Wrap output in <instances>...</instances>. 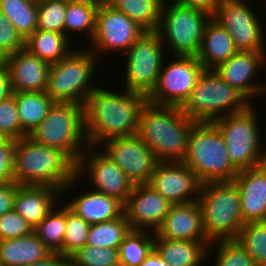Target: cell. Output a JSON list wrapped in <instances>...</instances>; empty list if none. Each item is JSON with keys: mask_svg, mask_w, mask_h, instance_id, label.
<instances>
[{"mask_svg": "<svg viewBox=\"0 0 266 266\" xmlns=\"http://www.w3.org/2000/svg\"><path fill=\"white\" fill-rule=\"evenodd\" d=\"M28 136L21 128L15 97L0 101V137L18 140Z\"/></svg>", "mask_w": 266, "mask_h": 266, "instance_id": "41", "label": "cell"}, {"mask_svg": "<svg viewBox=\"0 0 266 266\" xmlns=\"http://www.w3.org/2000/svg\"><path fill=\"white\" fill-rule=\"evenodd\" d=\"M17 183L0 184V216L13 210Z\"/></svg>", "mask_w": 266, "mask_h": 266, "instance_id": "45", "label": "cell"}, {"mask_svg": "<svg viewBox=\"0 0 266 266\" xmlns=\"http://www.w3.org/2000/svg\"><path fill=\"white\" fill-rule=\"evenodd\" d=\"M239 50L229 32L212 17L206 23L197 59L205 70H213Z\"/></svg>", "mask_w": 266, "mask_h": 266, "instance_id": "24", "label": "cell"}, {"mask_svg": "<svg viewBox=\"0 0 266 266\" xmlns=\"http://www.w3.org/2000/svg\"><path fill=\"white\" fill-rule=\"evenodd\" d=\"M233 182L240 192L244 223L266 221V170L262 166L241 170Z\"/></svg>", "mask_w": 266, "mask_h": 266, "instance_id": "22", "label": "cell"}, {"mask_svg": "<svg viewBox=\"0 0 266 266\" xmlns=\"http://www.w3.org/2000/svg\"><path fill=\"white\" fill-rule=\"evenodd\" d=\"M139 266H169L165 260L157 253L155 249L147 256V258Z\"/></svg>", "mask_w": 266, "mask_h": 266, "instance_id": "49", "label": "cell"}, {"mask_svg": "<svg viewBox=\"0 0 266 266\" xmlns=\"http://www.w3.org/2000/svg\"><path fill=\"white\" fill-rule=\"evenodd\" d=\"M98 60L89 49L72 50L59 62L50 65L45 92L54 102L84 105L90 92L97 87L90 84Z\"/></svg>", "mask_w": 266, "mask_h": 266, "instance_id": "8", "label": "cell"}, {"mask_svg": "<svg viewBox=\"0 0 266 266\" xmlns=\"http://www.w3.org/2000/svg\"><path fill=\"white\" fill-rule=\"evenodd\" d=\"M28 137L36 143L59 149L77 164L89 146L85 136L83 105L54 102Z\"/></svg>", "mask_w": 266, "mask_h": 266, "instance_id": "6", "label": "cell"}, {"mask_svg": "<svg viewBox=\"0 0 266 266\" xmlns=\"http://www.w3.org/2000/svg\"><path fill=\"white\" fill-rule=\"evenodd\" d=\"M251 103L214 70H204L181 111L194 122H210L245 110Z\"/></svg>", "mask_w": 266, "mask_h": 266, "instance_id": "7", "label": "cell"}, {"mask_svg": "<svg viewBox=\"0 0 266 266\" xmlns=\"http://www.w3.org/2000/svg\"><path fill=\"white\" fill-rule=\"evenodd\" d=\"M12 92H41L46 90L50 63L31 54L26 48L5 57Z\"/></svg>", "mask_w": 266, "mask_h": 266, "instance_id": "21", "label": "cell"}, {"mask_svg": "<svg viewBox=\"0 0 266 266\" xmlns=\"http://www.w3.org/2000/svg\"><path fill=\"white\" fill-rule=\"evenodd\" d=\"M37 30L64 33L66 0L37 1Z\"/></svg>", "mask_w": 266, "mask_h": 266, "instance_id": "38", "label": "cell"}, {"mask_svg": "<svg viewBox=\"0 0 266 266\" xmlns=\"http://www.w3.org/2000/svg\"><path fill=\"white\" fill-rule=\"evenodd\" d=\"M69 266H120L119 250L85 245L69 256Z\"/></svg>", "mask_w": 266, "mask_h": 266, "instance_id": "37", "label": "cell"}, {"mask_svg": "<svg viewBox=\"0 0 266 266\" xmlns=\"http://www.w3.org/2000/svg\"><path fill=\"white\" fill-rule=\"evenodd\" d=\"M144 32L126 14L115 9L106 0H101L96 12L95 33L90 41L93 43L90 50L97 58L103 52L125 53Z\"/></svg>", "mask_w": 266, "mask_h": 266, "instance_id": "13", "label": "cell"}, {"mask_svg": "<svg viewBox=\"0 0 266 266\" xmlns=\"http://www.w3.org/2000/svg\"><path fill=\"white\" fill-rule=\"evenodd\" d=\"M69 42V37L64 33L35 30L25 40V48L31 54L53 64L59 62L72 51V48H69L72 43Z\"/></svg>", "mask_w": 266, "mask_h": 266, "instance_id": "28", "label": "cell"}, {"mask_svg": "<svg viewBox=\"0 0 266 266\" xmlns=\"http://www.w3.org/2000/svg\"><path fill=\"white\" fill-rule=\"evenodd\" d=\"M25 49V39L0 12V62L7 56Z\"/></svg>", "mask_w": 266, "mask_h": 266, "instance_id": "42", "label": "cell"}, {"mask_svg": "<svg viewBox=\"0 0 266 266\" xmlns=\"http://www.w3.org/2000/svg\"><path fill=\"white\" fill-rule=\"evenodd\" d=\"M153 249V232L130 229L118 249L120 266H139Z\"/></svg>", "mask_w": 266, "mask_h": 266, "instance_id": "34", "label": "cell"}, {"mask_svg": "<svg viewBox=\"0 0 266 266\" xmlns=\"http://www.w3.org/2000/svg\"><path fill=\"white\" fill-rule=\"evenodd\" d=\"M14 152L15 140H0V184L14 183Z\"/></svg>", "mask_w": 266, "mask_h": 266, "instance_id": "44", "label": "cell"}, {"mask_svg": "<svg viewBox=\"0 0 266 266\" xmlns=\"http://www.w3.org/2000/svg\"><path fill=\"white\" fill-rule=\"evenodd\" d=\"M265 63V64H264ZM266 65L265 51H238L213 69L226 83L241 93L251 104V98L264 94L266 84L255 83L258 70ZM255 76V77H254Z\"/></svg>", "mask_w": 266, "mask_h": 266, "instance_id": "18", "label": "cell"}, {"mask_svg": "<svg viewBox=\"0 0 266 266\" xmlns=\"http://www.w3.org/2000/svg\"><path fill=\"white\" fill-rule=\"evenodd\" d=\"M148 184L172 204L198 201L202 185L183 162H158Z\"/></svg>", "mask_w": 266, "mask_h": 266, "instance_id": "17", "label": "cell"}, {"mask_svg": "<svg viewBox=\"0 0 266 266\" xmlns=\"http://www.w3.org/2000/svg\"><path fill=\"white\" fill-rule=\"evenodd\" d=\"M154 238L178 241H210L204 231L199 202L173 204L162 224L155 231Z\"/></svg>", "mask_w": 266, "mask_h": 266, "instance_id": "20", "label": "cell"}, {"mask_svg": "<svg viewBox=\"0 0 266 266\" xmlns=\"http://www.w3.org/2000/svg\"><path fill=\"white\" fill-rule=\"evenodd\" d=\"M261 166L266 170V158H265V160H264V162L262 163Z\"/></svg>", "mask_w": 266, "mask_h": 266, "instance_id": "50", "label": "cell"}, {"mask_svg": "<svg viewBox=\"0 0 266 266\" xmlns=\"http://www.w3.org/2000/svg\"><path fill=\"white\" fill-rule=\"evenodd\" d=\"M66 205L90 225L116 219L124 213L121 201L95 190L82 193Z\"/></svg>", "mask_w": 266, "mask_h": 266, "instance_id": "25", "label": "cell"}, {"mask_svg": "<svg viewBox=\"0 0 266 266\" xmlns=\"http://www.w3.org/2000/svg\"><path fill=\"white\" fill-rule=\"evenodd\" d=\"M66 232L63 242V255L69 257L86 245L90 224L66 205Z\"/></svg>", "mask_w": 266, "mask_h": 266, "instance_id": "39", "label": "cell"}, {"mask_svg": "<svg viewBox=\"0 0 266 266\" xmlns=\"http://www.w3.org/2000/svg\"><path fill=\"white\" fill-rule=\"evenodd\" d=\"M100 148L105 149L101 151L124 171L133 185L149 183L158 161L137 134L111 139Z\"/></svg>", "mask_w": 266, "mask_h": 266, "instance_id": "16", "label": "cell"}, {"mask_svg": "<svg viewBox=\"0 0 266 266\" xmlns=\"http://www.w3.org/2000/svg\"><path fill=\"white\" fill-rule=\"evenodd\" d=\"M101 0H66L64 34L86 32L91 41L95 33L96 12Z\"/></svg>", "mask_w": 266, "mask_h": 266, "instance_id": "31", "label": "cell"}, {"mask_svg": "<svg viewBox=\"0 0 266 266\" xmlns=\"http://www.w3.org/2000/svg\"><path fill=\"white\" fill-rule=\"evenodd\" d=\"M26 266H69V257L60 253H51L45 259Z\"/></svg>", "mask_w": 266, "mask_h": 266, "instance_id": "47", "label": "cell"}, {"mask_svg": "<svg viewBox=\"0 0 266 266\" xmlns=\"http://www.w3.org/2000/svg\"><path fill=\"white\" fill-rule=\"evenodd\" d=\"M61 195V190L50 186L18 185L13 210L35 228L57 205Z\"/></svg>", "mask_w": 266, "mask_h": 266, "instance_id": "23", "label": "cell"}, {"mask_svg": "<svg viewBox=\"0 0 266 266\" xmlns=\"http://www.w3.org/2000/svg\"><path fill=\"white\" fill-rule=\"evenodd\" d=\"M164 46L156 31H145L125 52L124 89L146 96L153 91L165 58Z\"/></svg>", "mask_w": 266, "mask_h": 266, "instance_id": "11", "label": "cell"}, {"mask_svg": "<svg viewBox=\"0 0 266 266\" xmlns=\"http://www.w3.org/2000/svg\"><path fill=\"white\" fill-rule=\"evenodd\" d=\"M195 123L181 111L180 106L157 105L147 101L140 113L136 134L158 162H183L190 131Z\"/></svg>", "mask_w": 266, "mask_h": 266, "instance_id": "3", "label": "cell"}, {"mask_svg": "<svg viewBox=\"0 0 266 266\" xmlns=\"http://www.w3.org/2000/svg\"><path fill=\"white\" fill-rule=\"evenodd\" d=\"M121 93L96 87L88 95L83 105V117L89 146L98 148L111 139L137 133L140 113L148 98L127 89Z\"/></svg>", "mask_w": 266, "mask_h": 266, "instance_id": "1", "label": "cell"}, {"mask_svg": "<svg viewBox=\"0 0 266 266\" xmlns=\"http://www.w3.org/2000/svg\"><path fill=\"white\" fill-rule=\"evenodd\" d=\"M180 5L205 11L213 16L222 0H171Z\"/></svg>", "mask_w": 266, "mask_h": 266, "instance_id": "46", "label": "cell"}, {"mask_svg": "<svg viewBox=\"0 0 266 266\" xmlns=\"http://www.w3.org/2000/svg\"><path fill=\"white\" fill-rule=\"evenodd\" d=\"M183 163L194 171L202 184L233 181L239 173L229 159L222 133L210 122L193 125Z\"/></svg>", "mask_w": 266, "mask_h": 266, "instance_id": "4", "label": "cell"}, {"mask_svg": "<svg viewBox=\"0 0 266 266\" xmlns=\"http://www.w3.org/2000/svg\"><path fill=\"white\" fill-rule=\"evenodd\" d=\"M214 244L217 245L214 266H256L252 257L235 239L211 241L208 247L214 248Z\"/></svg>", "mask_w": 266, "mask_h": 266, "instance_id": "40", "label": "cell"}, {"mask_svg": "<svg viewBox=\"0 0 266 266\" xmlns=\"http://www.w3.org/2000/svg\"><path fill=\"white\" fill-rule=\"evenodd\" d=\"M254 106L252 103L241 112L213 122L222 133L229 159L238 171L261 166L266 158V149L262 151L260 124Z\"/></svg>", "mask_w": 266, "mask_h": 266, "instance_id": "9", "label": "cell"}, {"mask_svg": "<svg viewBox=\"0 0 266 266\" xmlns=\"http://www.w3.org/2000/svg\"><path fill=\"white\" fill-rule=\"evenodd\" d=\"M34 232V228L15 210L0 216V240L19 238Z\"/></svg>", "mask_w": 266, "mask_h": 266, "instance_id": "43", "label": "cell"}, {"mask_svg": "<svg viewBox=\"0 0 266 266\" xmlns=\"http://www.w3.org/2000/svg\"><path fill=\"white\" fill-rule=\"evenodd\" d=\"M130 225L124 213L113 220L91 224L86 245L102 248L119 249Z\"/></svg>", "mask_w": 266, "mask_h": 266, "instance_id": "35", "label": "cell"}, {"mask_svg": "<svg viewBox=\"0 0 266 266\" xmlns=\"http://www.w3.org/2000/svg\"><path fill=\"white\" fill-rule=\"evenodd\" d=\"M77 179L79 182L76 164L59 149L36 143L28 136L15 140L14 180L18 185L54 187L63 197L74 183L77 186Z\"/></svg>", "mask_w": 266, "mask_h": 266, "instance_id": "2", "label": "cell"}, {"mask_svg": "<svg viewBox=\"0 0 266 266\" xmlns=\"http://www.w3.org/2000/svg\"><path fill=\"white\" fill-rule=\"evenodd\" d=\"M210 243L154 238V249L169 266H200L212 252Z\"/></svg>", "mask_w": 266, "mask_h": 266, "instance_id": "26", "label": "cell"}, {"mask_svg": "<svg viewBox=\"0 0 266 266\" xmlns=\"http://www.w3.org/2000/svg\"><path fill=\"white\" fill-rule=\"evenodd\" d=\"M145 31H157L164 0H106Z\"/></svg>", "mask_w": 266, "mask_h": 266, "instance_id": "30", "label": "cell"}, {"mask_svg": "<svg viewBox=\"0 0 266 266\" xmlns=\"http://www.w3.org/2000/svg\"><path fill=\"white\" fill-rule=\"evenodd\" d=\"M169 1V2H168ZM212 16L205 11L164 0L157 29L161 41L167 42L174 56H197L203 31ZM171 49V50H170Z\"/></svg>", "mask_w": 266, "mask_h": 266, "instance_id": "10", "label": "cell"}, {"mask_svg": "<svg viewBox=\"0 0 266 266\" xmlns=\"http://www.w3.org/2000/svg\"><path fill=\"white\" fill-rule=\"evenodd\" d=\"M0 12L26 40L37 30V1L0 0Z\"/></svg>", "mask_w": 266, "mask_h": 266, "instance_id": "32", "label": "cell"}, {"mask_svg": "<svg viewBox=\"0 0 266 266\" xmlns=\"http://www.w3.org/2000/svg\"><path fill=\"white\" fill-rule=\"evenodd\" d=\"M85 173L86 177L87 175L89 176V181L92 180L90 181L92 182L91 185L96 188H93V190L117 198L123 204L134 187L124 171L116 163L102 151H98L97 148L92 146L86 148L76 164L77 177H85L81 176Z\"/></svg>", "mask_w": 266, "mask_h": 266, "instance_id": "15", "label": "cell"}, {"mask_svg": "<svg viewBox=\"0 0 266 266\" xmlns=\"http://www.w3.org/2000/svg\"><path fill=\"white\" fill-rule=\"evenodd\" d=\"M22 130L29 135L45 118L54 101L45 91L13 92Z\"/></svg>", "mask_w": 266, "mask_h": 266, "instance_id": "29", "label": "cell"}, {"mask_svg": "<svg viewBox=\"0 0 266 266\" xmlns=\"http://www.w3.org/2000/svg\"><path fill=\"white\" fill-rule=\"evenodd\" d=\"M198 202L204 231L210 241L238 237L245 223L241 213L240 192L233 181L202 184Z\"/></svg>", "mask_w": 266, "mask_h": 266, "instance_id": "5", "label": "cell"}, {"mask_svg": "<svg viewBox=\"0 0 266 266\" xmlns=\"http://www.w3.org/2000/svg\"><path fill=\"white\" fill-rule=\"evenodd\" d=\"M57 206L34 228V232L51 253L63 254V242L67 225L66 204L65 206L62 205L63 207Z\"/></svg>", "mask_w": 266, "mask_h": 266, "instance_id": "33", "label": "cell"}, {"mask_svg": "<svg viewBox=\"0 0 266 266\" xmlns=\"http://www.w3.org/2000/svg\"><path fill=\"white\" fill-rule=\"evenodd\" d=\"M235 240L252 257L256 266H266V221L246 223Z\"/></svg>", "mask_w": 266, "mask_h": 266, "instance_id": "36", "label": "cell"}, {"mask_svg": "<svg viewBox=\"0 0 266 266\" xmlns=\"http://www.w3.org/2000/svg\"><path fill=\"white\" fill-rule=\"evenodd\" d=\"M174 58L176 59L170 60L168 65L163 62L157 84L147 96L149 102L157 105L181 106L205 70L195 56H174Z\"/></svg>", "mask_w": 266, "mask_h": 266, "instance_id": "12", "label": "cell"}, {"mask_svg": "<svg viewBox=\"0 0 266 266\" xmlns=\"http://www.w3.org/2000/svg\"><path fill=\"white\" fill-rule=\"evenodd\" d=\"M50 254L35 232L19 238L0 240V266H26Z\"/></svg>", "mask_w": 266, "mask_h": 266, "instance_id": "27", "label": "cell"}, {"mask_svg": "<svg viewBox=\"0 0 266 266\" xmlns=\"http://www.w3.org/2000/svg\"><path fill=\"white\" fill-rule=\"evenodd\" d=\"M172 205L149 184L134 185L124 203V215L131 229H147L155 233Z\"/></svg>", "mask_w": 266, "mask_h": 266, "instance_id": "19", "label": "cell"}, {"mask_svg": "<svg viewBox=\"0 0 266 266\" xmlns=\"http://www.w3.org/2000/svg\"><path fill=\"white\" fill-rule=\"evenodd\" d=\"M249 6L245 0H222L212 18L229 32L239 51H266L262 20Z\"/></svg>", "mask_w": 266, "mask_h": 266, "instance_id": "14", "label": "cell"}, {"mask_svg": "<svg viewBox=\"0 0 266 266\" xmlns=\"http://www.w3.org/2000/svg\"><path fill=\"white\" fill-rule=\"evenodd\" d=\"M12 93L9 73L0 62V101L7 99Z\"/></svg>", "mask_w": 266, "mask_h": 266, "instance_id": "48", "label": "cell"}]
</instances>
